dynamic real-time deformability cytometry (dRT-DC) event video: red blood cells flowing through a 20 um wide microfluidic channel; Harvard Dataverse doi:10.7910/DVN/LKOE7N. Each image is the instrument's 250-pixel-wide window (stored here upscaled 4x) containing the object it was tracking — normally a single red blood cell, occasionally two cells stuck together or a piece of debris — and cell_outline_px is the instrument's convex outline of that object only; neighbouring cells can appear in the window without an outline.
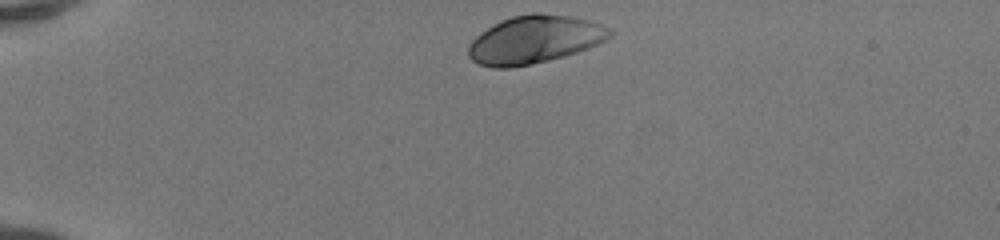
{"species": "human", "species_latin": "Homo sapiens", "temperature_condition": "room temperature", "stored_images_in_passage": 34, "camera_frame_rate_fps": 3000, "um_per_image_px": 0.085, "donor": {"sex": "female"}, "frame": {"image": 1, "passage_image": 1, "time_ms": 0.0, "image_size_px": [1000, 240], "cell_outline_px": [[612, 36], [608, 40], [600, 44], [564, 56], [548, 60], [508, 68], [492, 68], [480, 64], [472, 60], [468, 56], [468, 44], [480, 32], [492, 24], [500, 20], [512, 16], [532, 12], [540, 12], [572, 16], [588, 20], [600, 24], [608, 28], [612, 32]], "centroid_in_image_um": [45.42, 3.34], "position_along_channel_um": 39.6, "area_um2": 39.71}}
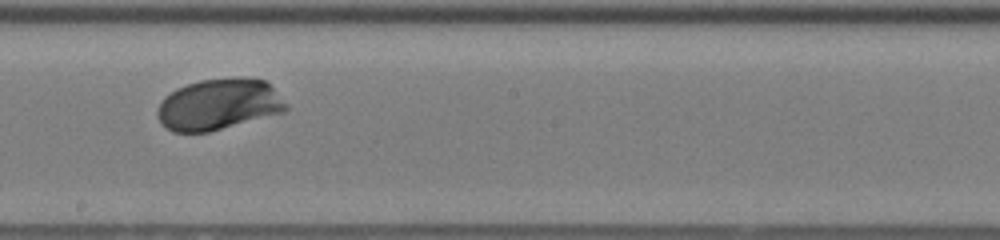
{"frame": {"image": 2, "passage_image": 19, "time_ms": 6.0, "image_size_px": [1000, 240], "cell_outline_px": [[288, 108], [284, 112], [208, 132], [172, 132], [164, 128], [160, 124], [156, 116], [156, 112], [160, 100], [164, 96], [176, 88], [200, 80], [240, 76], [244, 76], [264, 80], [288, 104]], "centroid_in_image_um": [18.54, 8.87], "position_along_channel_um": 229.7, "area_um2": 38.73}}
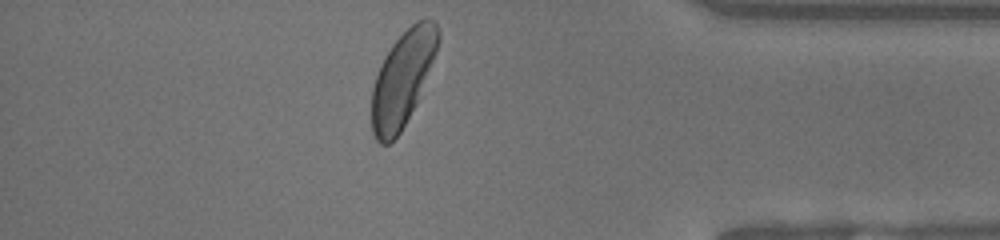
{"frame": {"image": 3, "passage_image": 33, "time_ms": 10.667, "image_size_px": [1000, 240], "cell_outline_px": [[440, 40], [436, 52], [416, 104], [400, 132], [388, 144], [380, 144], [376, 140], [372, 132], [372, 88], [380, 64], [384, 56], [392, 44], [416, 20], [432, 20], [436, 24], [440, 32]], "centroid_in_image_um": [34.21, 6.69], "position_along_channel_um": 401.0, "area_um2": 36.24}, "authors_computed_cell_mechanics": {"area_um2": 37.7434, "velocity_mm_per_s": 4.1357, "shape_relaxation_time_tau1_ms": 1.4124, "shape_relaxation_time_tau2_ms": null, "deformation_change_tau1": 0.1114, "deformation_change_tau2": null}}